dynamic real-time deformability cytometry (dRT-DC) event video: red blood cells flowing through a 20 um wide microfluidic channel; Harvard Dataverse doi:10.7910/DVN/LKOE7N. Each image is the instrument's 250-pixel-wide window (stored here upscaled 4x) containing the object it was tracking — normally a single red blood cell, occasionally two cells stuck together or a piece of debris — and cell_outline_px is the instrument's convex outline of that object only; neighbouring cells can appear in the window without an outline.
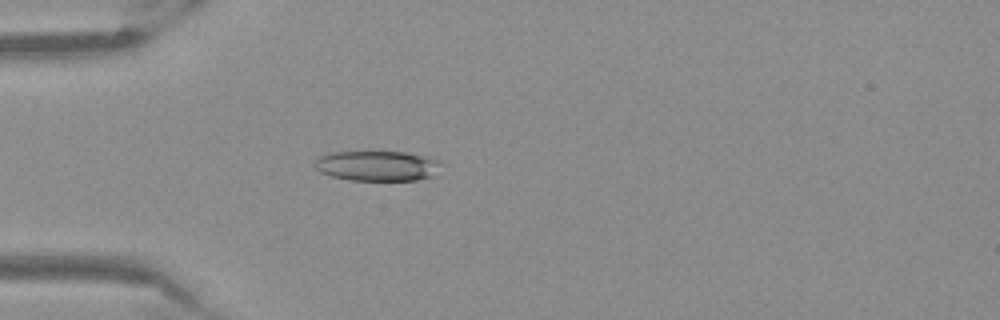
{"species": "Egyptian fruit bat (a non-hibernating species)", "species_latin": "Rousettus aegyptiacus", "temperature_condition": "warm", "stored_images_in_passage": 49, "camera_frame_rate_fps": 3000, "um_per_image_px": 0.085, "frame": {"image": 1, "passage_image": 12, "time_ms": 3.667, "image_size_px": [1000, 320], "cell_outline_px": [[440, 164], [432, 176], [416, 180], [348, 180], [332, 176], [320, 172], [316, 168], [316, 160], [320, 156], [332, 152], [404, 152], [440, 160]], "centroid_in_image_um": [32.04, 14.1], "position_along_channel_um": 53.0, "area_um2": 21.85}}
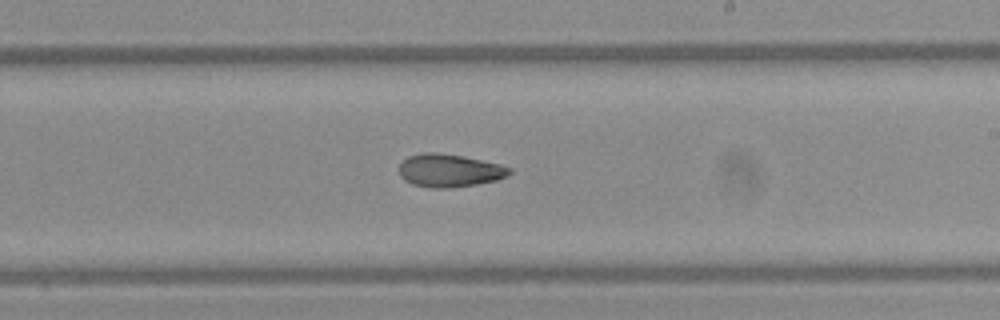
{"frame": {"image": 2, "passage_image": 28, "time_ms": 9.0, "image_size_px": [1000, 320], "cell_outline_px": [[512, 172], [508, 176], [496, 180], [476, 184], [448, 188], [432, 188], [412, 184], [404, 180], [400, 176], [400, 164], [408, 156], [424, 152], [436, 152], [460, 156], [500, 164], [512, 168]], "centroid_in_image_um": [38.2, 14.5], "position_along_channel_um": 250.8, "area_um2": 21.1}}
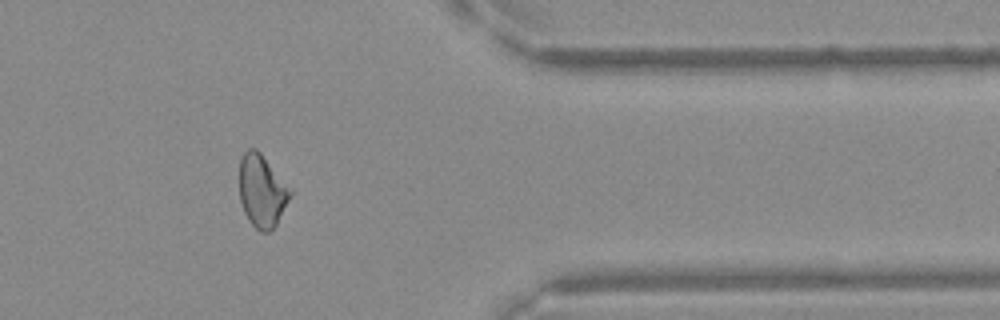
{"frame": {"image": 3, "passage_image": 40, "time_ms": 13.0, "image_size_px": [1000, 320], "cell_outline_px": [[292, 196], [276, 224], [268, 232], [260, 232], [248, 220], [244, 212], [240, 200], [240, 156], [248, 148], [256, 148], [260, 152], [292, 192]], "centroid_in_image_um": [22.24, 16.24], "position_along_channel_um": 389.2, "area_um2": 21.21}}